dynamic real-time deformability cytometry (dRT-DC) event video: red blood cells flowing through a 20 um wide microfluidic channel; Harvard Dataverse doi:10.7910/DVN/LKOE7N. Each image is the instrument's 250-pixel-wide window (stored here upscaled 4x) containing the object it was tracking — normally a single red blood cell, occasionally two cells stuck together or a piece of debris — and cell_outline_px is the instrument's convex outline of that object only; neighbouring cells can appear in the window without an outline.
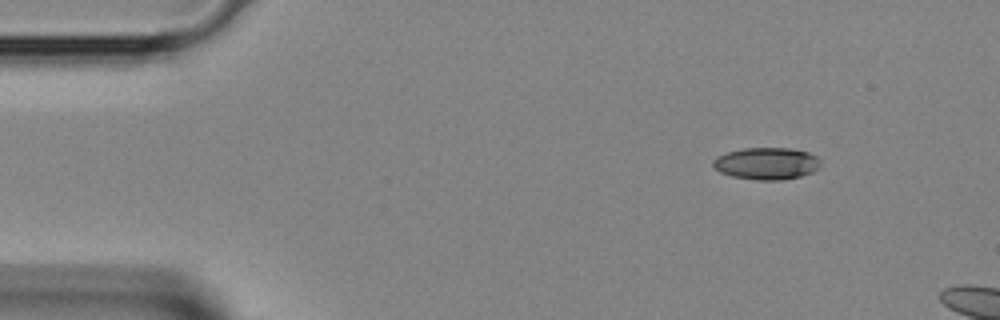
{"species": "Egyptian fruit bat (a non-hibernating species)", "species_latin": "Rousettus aegyptiacus", "temperature_condition": "room temperature", "stored_images_in_passage": 3, "camera_frame_rate_fps": 3000, "um_per_image_px": 0.085, "animal": {"sex": "female"}, "frame": {"image": 1, "passage_image": 2, "time_ms": 0.333, "image_size_px": [1000, 320], "cell_outline_px": [[820, 168], [812, 172], [800, 176], [780, 180], [756, 180], [732, 176], [720, 172], [712, 164], [712, 160], [716, 156], [728, 152], [744, 148], [788, 148], [808, 152], [816, 156], [820, 160]], "centroid_in_image_um": [65.16, 13.89], "position_along_channel_um": 19.8, "area_um2": 20.06}}